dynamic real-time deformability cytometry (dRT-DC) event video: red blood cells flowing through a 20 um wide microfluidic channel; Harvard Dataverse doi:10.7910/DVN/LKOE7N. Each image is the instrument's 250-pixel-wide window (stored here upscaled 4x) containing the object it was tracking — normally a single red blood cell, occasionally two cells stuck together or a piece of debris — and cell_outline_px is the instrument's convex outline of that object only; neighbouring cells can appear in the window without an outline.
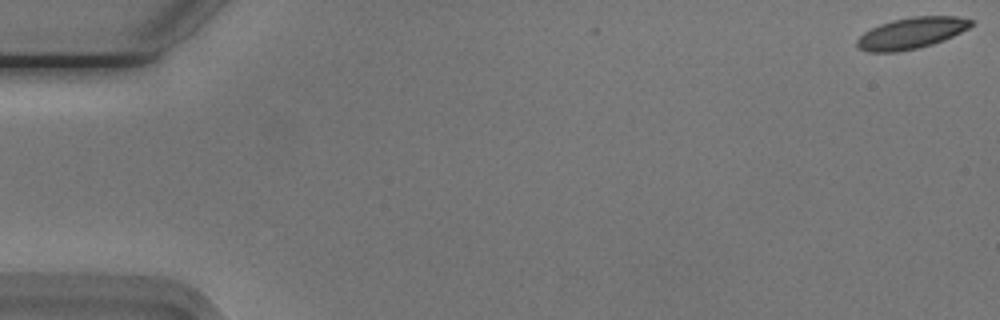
{"species": "Egyptian fruit bat (a non-hibernating species)", "species_latin": "Rousettus aegyptiacus", "temperature_condition": "cold", "stored_images_in_passage": 55, "camera_frame_rate_fps": 3000, "um_per_image_px": 0.085, "animal": {"sex": "male"}, "frame": {"image": 1, "passage_image": 1, "time_ms": 0.0, "image_size_px": [1000, 320], "cell_outline_px": [[972, 24], [968, 28], [952, 36], [916, 48], [892, 52], [872, 52], [860, 48], [856, 44], [856, 40], [864, 32], [880, 24], [896, 20], [916, 16], [956, 16], [972, 20]], "centroid_in_image_um": [77.44, 2.8], "position_along_channel_um": 7.6, "area_um2": 20.06}}
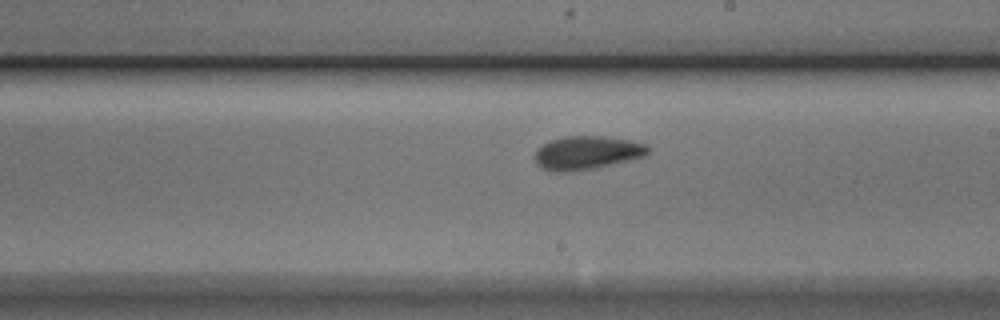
{"frame": {"image": 2, "passage_image": 32, "time_ms": 10.333, "image_size_px": [1000, 320], "cell_outline_px": [[648, 152], [644, 156], [608, 164], [588, 168], [544, 168], [536, 160], [536, 152], [544, 144], [552, 140], [568, 136], [596, 136], [624, 140], [644, 144], [648, 148]], "centroid_in_image_um": [49.93, 12.92], "position_along_channel_um": 239.1, "area_um2": 20.06}}
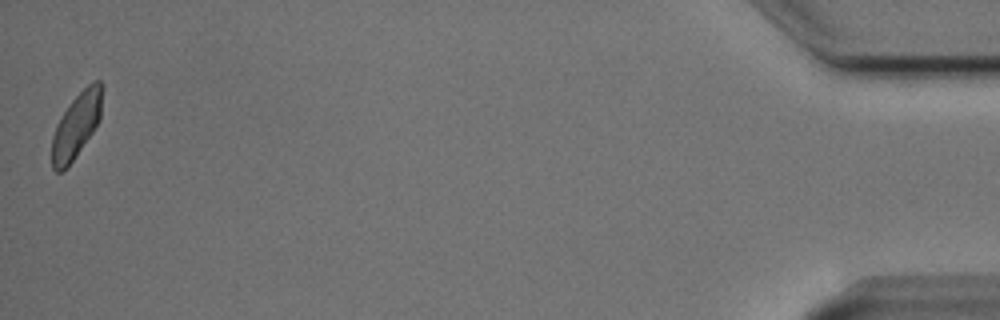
{"frame": {"image": 3, "passage_image": 55, "time_ms": 18.0, "image_size_px": [1000, 320], "cell_outline_px": [[104, 84], [100, 120], [92, 132], [72, 160], [60, 172], [56, 172], [52, 168], [52, 136], [56, 124], [72, 100], [92, 80], [100, 80]], "centroid_in_image_um": [6.52, 10.59], "position_along_channel_um": 428.7, "area_um2": 18.9}, "authors_computed_cell_mechanics": {"area_um2": 20.0566, "velocity_mm_per_s": 3.7271, "shape_relaxation_time_tau1_ms": 5.2574, "shape_relaxation_time_tau2_ms": 1.548, "deformation_change_tau1": 0.1578, "deformation_change_tau2": 0.0758}}